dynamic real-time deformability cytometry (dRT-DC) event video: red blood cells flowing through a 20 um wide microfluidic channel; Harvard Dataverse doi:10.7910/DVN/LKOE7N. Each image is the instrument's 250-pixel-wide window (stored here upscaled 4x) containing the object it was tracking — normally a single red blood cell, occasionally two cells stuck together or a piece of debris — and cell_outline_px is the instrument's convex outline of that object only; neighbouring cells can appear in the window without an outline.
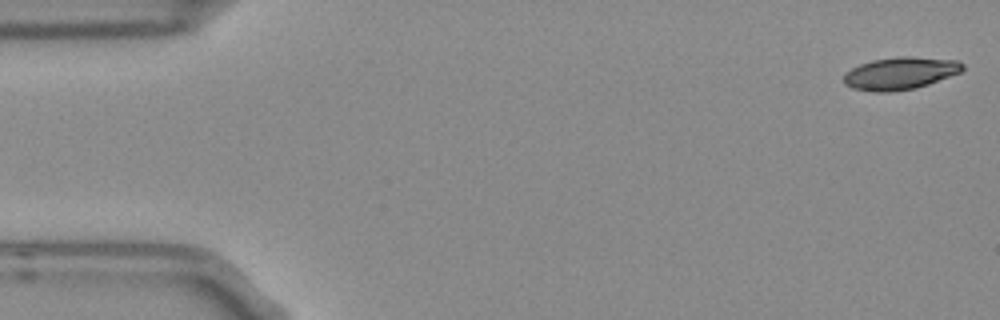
{"species": "Egyptian fruit bat (a non-hibernating species)", "species_latin": "Rousettus aegyptiacus", "temperature_condition": "room temperature", "stored_images_in_passage": 5, "camera_frame_rate_fps": 3000, "um_per_image_px": 0.085, "frame": {"image": 1, "passage_image": 1, "time_ms": 0.0, "image_size_px": [1000, 320], "cell_outline_px": [[964, 68], [960, 72], [928, 84], [916, 88], [892, 92], [876, 92], [852, 88], [844, 84], [844, 76], [852, 68], [860, 64], [872, 60], [900, 56], [912, 56], [960, 60], [964, 64]], "centroid_in_image_um": [76.54, 6.22], "position_along_channel_um": 8.5, "area_um2": 22.48}}
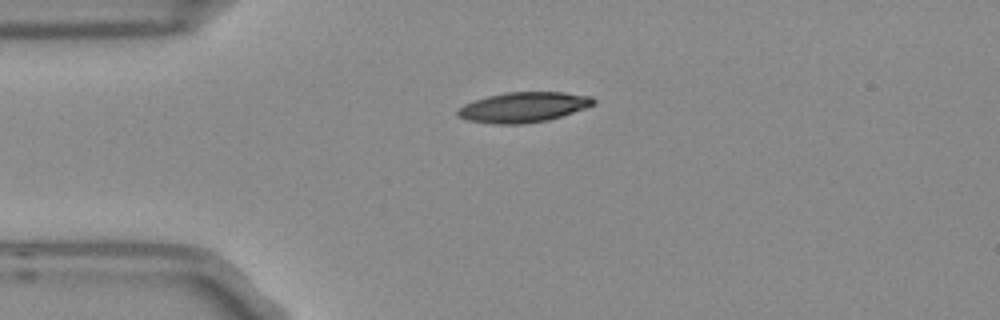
{"frame": {"image": 2, "passage_image": 4, "time_ms": 1.0, "image_size_px": [1000, 320], "cell_outline_px": [[596, 104], [548, 120], [524, 124], [496, 124], [468, 120], [460, 116], [456, 112], [456, 108], [464, 104], [488, 96], [504, 92], [564, 92], [592, 96], [596, 100]], "centroid_in_image_um": [44.5, 9.1], "position_along_channel_um": 40.5, "area_um2": 23.81}}